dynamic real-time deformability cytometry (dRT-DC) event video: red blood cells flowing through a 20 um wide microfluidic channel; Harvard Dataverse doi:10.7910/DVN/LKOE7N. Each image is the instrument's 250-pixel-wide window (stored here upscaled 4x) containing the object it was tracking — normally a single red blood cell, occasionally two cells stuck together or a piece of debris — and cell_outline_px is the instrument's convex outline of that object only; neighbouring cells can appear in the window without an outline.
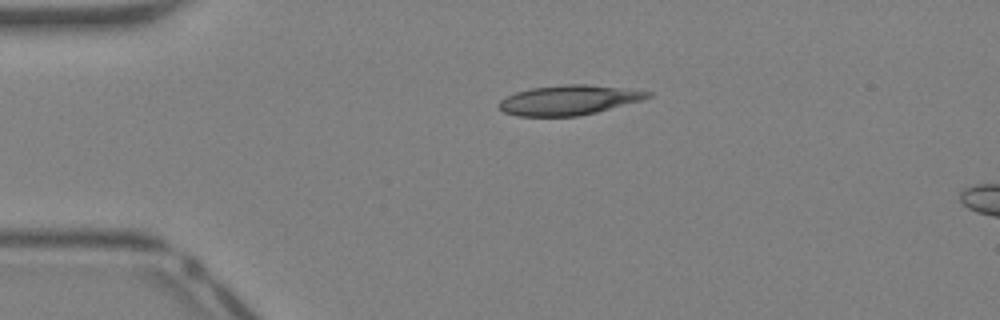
{"species": "Egyptian fruit bat (a non-hibernating species)", "species_latin": "Rousettus aegyptiacus", "temperature_condition": "warm", "stored_images_in_passage": 33, "camera_frame_rate_fps": 3000, "um_per_image_px": 0.085, "animal": {"sex": "female"}, "frame": {"image": 1, "passage_image": 1, "time_ms": 0.0, "image_size_px": [1000, 320], "cell_outline_px": [[652, 96], [640, 100], [596, 112], [580, 116], [516, 116], [504, 112], [496, 104], [504, 96], [516, 92], [532, 88], [568, 84], [588, 84], [652, 92]], "centroid_in_image_um": [48.28, 8.51], "position_along_channel_um": 36.7, "area_um2": 25.61}}
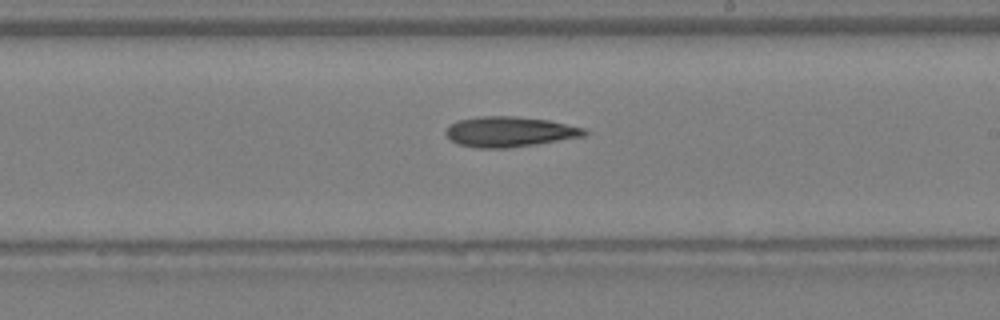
{"frame": {"image": 2, "passage_image": 16, "time_ms": 5.0, "image_size_px": [1000, 320], "cell_outline_px": [[588, 132], [584, 136], [536, 144], [508, 148], [476, 148], [456, 144], [444, 132], [452, 124], [460, 120], [480, 116], [512, 116], [548, 120], [584, 128]], "centroid_in_image_um": [43.3, 11.21], "position_along_channel_um": 245.7, "area_um2": 24.22}}
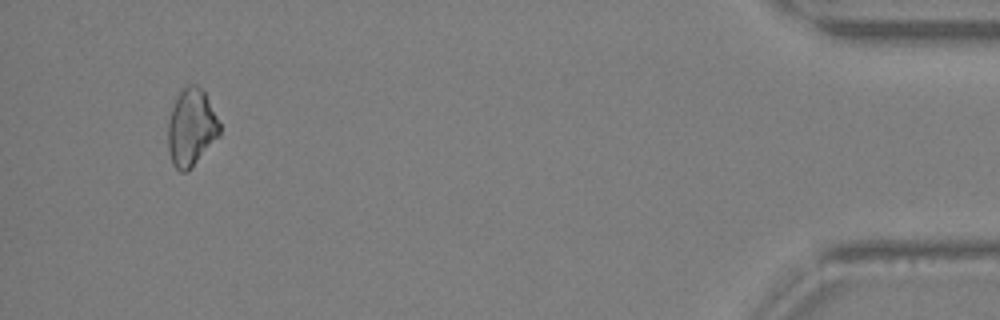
{"frame": {"image": 3, "passage_image": 31, "time_ms": 10.0, "image_size_px": [1000, 320], "cell_outline_px": [[220, 136], [188, 172], [180, 172], [172, 164], [168, 152], [168, 120], [176, 96], [188, 84], [196, 84], [204, 88], [220, 124]], "centroid_in_image_um": [16.26, 10.84], "position_along_channel_um": 418.9, "area_um2": 23.7}, "authors_computed_cell_mechanics": {"area_um2": 23.9292, "velocity_mm_per_s": 4.96, "shape_relaxation_time_tau1_ms": 9.6124, "shape_relaxation_time_tau2_ms": null, "deformation_change_tau1": 0.1936, "deformation_change_tau2": null}}